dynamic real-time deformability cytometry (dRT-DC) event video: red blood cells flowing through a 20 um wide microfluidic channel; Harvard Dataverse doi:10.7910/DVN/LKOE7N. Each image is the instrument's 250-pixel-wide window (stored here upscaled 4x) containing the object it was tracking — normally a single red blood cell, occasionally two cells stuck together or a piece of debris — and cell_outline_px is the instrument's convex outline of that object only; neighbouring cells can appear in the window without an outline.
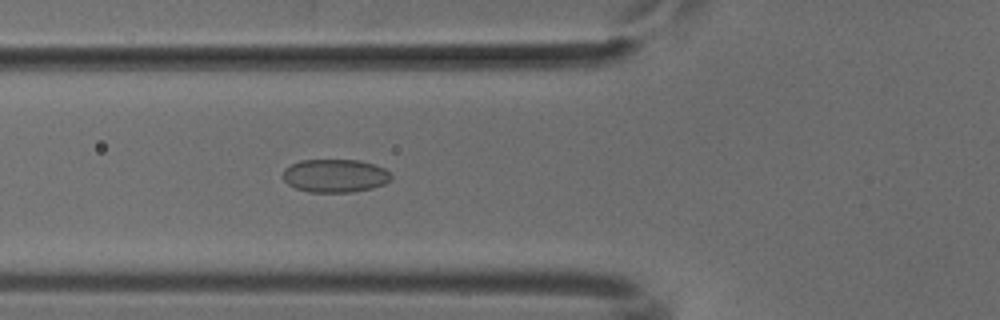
{"species": "common noctule bat (a hibernating species)", "species_latin": "Nyctalus noctula", "temperature_condition": "cold", "stored_images_in_passage": 36, "camera_frame_rate_fps": 3000, "um_per_image_px": 0.085, "animal": {"sex": "male", "body_mass_g": 18.8}, "frame": {"image": 1, "passage_image": 3, "time_ms": 0.667, "image_size_px": [1000, 320], "cell_outline_px": [[392, 180], [384, 184], [372, 188], [352, 192], [308, 192], [296, 188], [288, 184], [284, 180], [284, 168], [300, 160], [360, 160], [384, 168], [392, 172]], "centroid_in_image_um": [28.51, 14.94], "position_along_channel_um": 97.3, "area_um2": 21.04}}
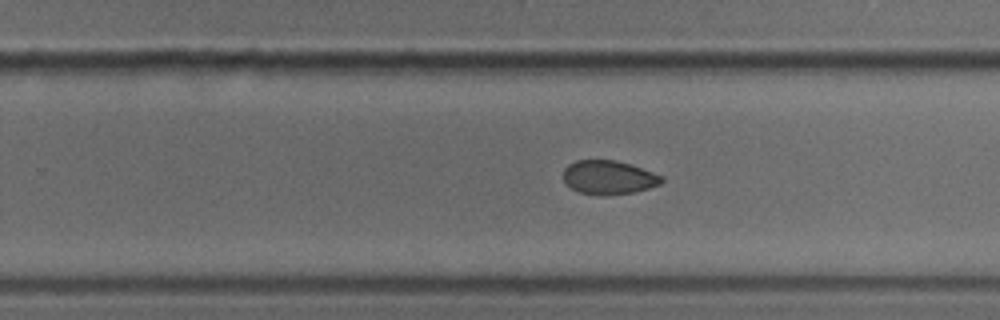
{"frame": {"image": 2, "passage_image": 17, "time_ms": 5.333, "image_size_px": [1000, 320], "cell_outline_px": [[664, 180], [660, 184], [648, 188], [632, 192], [608, 196], [600, 196], [580, 192], [572, 188], [564, 180], [564, 168], [568, 164], [576, 160], [616, 160], [632, 164], [664, 176]], "centroid_in_image_um": [51.76, 15.07], "position_along_channel_um": 278.0, "area_um2": 19.54}}
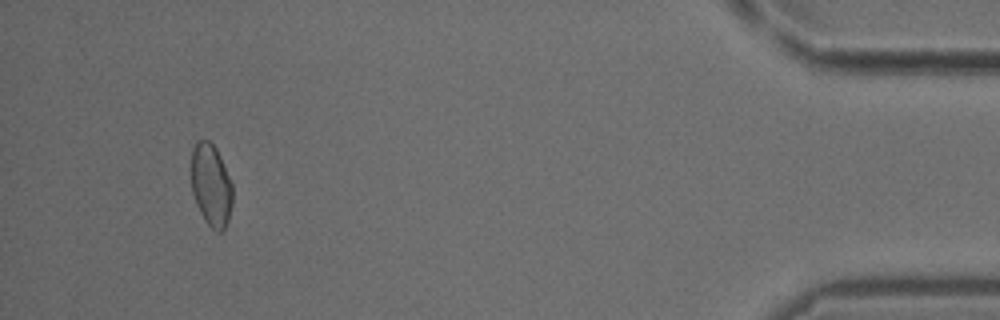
{"frame": {"image": 3, "passage_image": 33, "time_ms": 10.667, "image_size_px": [1000, 320], "cell_outline_px": [[232, 204], [228, 220], [224, 228], [220, 232], [216, 232], [204, 220], [196, 204], [192, 192], [192, 148], [196, 140], [208, 140], [216, 148], [220, 156], [232, 184]], "centroid_in_image_um": [17.94, 15.74], "position_along_channel_um": 417.3, "area_um2": 19.77}}